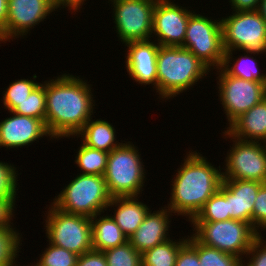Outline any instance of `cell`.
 Wrapping results in <instances>:
<instances>
[{
  "label": "cell",
  "instance_id": "21",
  "mask_svg": "<svg viewBox=\"0 0 266 266\" xmlns=\"http://www.w3.org/2000/svg\"><path fill=\"white\" fill-rule=\"evenodd\" d=\"M75 136L76 138L81 137L82 143L86 146L108 153L122 144L116 140V131L113 125L101 118L92 120L91 117Z\"/></svg>",
  "mask_w": 266,
  "mask_h": 266
},
{
  "label": "cell",
  "instance_id": "8",
  "mask_svg": "<svg viewBox=\"0 0 266 266\" xmlns=\"http://www.w3.org/2000/svg\"><path fill=\"white\" fill-rule=\"evenodd\" d=\"M221 17L225 51L242 50L266 55V21L258 11H232Z\"/></svg>",
  "mask_w": 266,
  "mask_h": 266
},
{
  "label": "cell",
  "instance_id": "35",
  "mask_svg": "<svg viewBox=\"0 0 266 266\" xmlns=\"http://www.w3.org/2000/svg\"><path fill=\"white\" fill-rule=\"evenodd\" d=\"M262 235L259 234L252 242L245 255L249 259L245 260L246 262L242 260V266H266V241Z\"/></svg>",
  "mask_w": 266,
  "mask_h": 266
},
{
  "label": "cell",
  "instance_id": "34",
  "mask_svg": "<svg viewBox=\"0 0 266 266\" xmlns=\"http://www.w3.org/2000/svg\"><path fill=\"white\" fill-rule=\"evenodd\" d=\"M252 227L261 234L266 230V183L258 191L252 213ZM261 231H260V230Z\"/></svg>",
  "mask_w": 266,
  "mask_h": 266
},
{
  "label": "cell",
  "instance_id": "17",
  "mask_svg": "<svg viewBox=\"0 0 266 266\" xmlns=\"http://www.w3.org/2000/svg\"><path fill=\"white\" fill-rule=\"evenodd\" d=\"M263 184L250 180L222 179L219 191L228 199L231 219L247 222L252 226L255 199Z\"/></svg>",
  "mask_w": 266,
  "mask_h": 266
},
{
  "label": "cell",
  "instance_id": "32",
  "mask_svg": "<svg viewBox=\"0 0 266 266\" xmlns=\"http://www.w3.org/2000/svg\"><path fill=\"white\" fill-rule=\"evenodd\" d=\"M48 245L42 254H39V260L34 262L35 266H76L77 254L51 243Z\"/></svg>",
  "mask_w": 266,
  "mask_h": 266
},
{
  "label": "cell",
  "instance_id": "18",
  "mask_svg": "<svg viewBox=\"0 0 266 266\" xmlns=\"http://www.w3.org/2000/svg\"><path fill=\"white\" fill-rule=\"evenodd\" d=\"M151 212L152 210L148 212L138 229L128 238L131 245L141 254L171 239L169 228L173 212L166 207Z\"/></svg>",
  "mask_w": 266,
  "mask_h": 266
},
{
  "label": "cell",
  "instance_id": "30",
  "mask_svg": "<svg viewBox=\"0 0 266 266\" xmlns=\"http://www.w3.org/2000/svg\"><path fill=\"white\" fill-rule=\"evenodd\" d=\"M103 253L108 266H142V254L129 241Z\"/></svg>",
  "mask_w": 266,
  "mask_h": 266
},
{
  "label": "cell",
  "instance_id": "29",
  "mask_svg": "<svg viewBox=\"0 0 266 266\" xmlns=\"http://www.w3.org/2000/svg\"><path fill=\"white\" fill-rule=\"evenodd\" d=\"M37 75H33V80L27 79H18L6 88L2 93L1 98L2 103L4 104V109H7L8 112H12L19 103L23 102L31 93V91L39 84L35 81Z\"/></svg>",
  "mask_w": 266,
  "mask_h": 266
},
{
  "label": "cell",
  "instance_id": "5",
  "mask_svg": "<svg viewBox=\"0 0 266 266\" xmlns=\"http://www.w3.org/2000/svg\"><path fill=\"white\" fill-rule=\"evenodd\" d=\"M137 148L135 144L126 141L108 154L103 177L112 197L142 194L146 171Z\"/></svg>",
  "mask_w": 266,
  "mask_h": 266
},
{
  "label": "cell",
  "instance_id": "11",
  "mask_svg": "<svg viewBox=\"0 0 266 266\" xmlns=\"http://www.w3.org/2000/svg\"><path fill=\"white\" fill-rule=\"evenodd\" d=\"M223 138L233 139L225 157L223 179L250 180L266 183V151L261 142L244 141L231 136L226 130Z\"/></svg>",
  "mask_w": 266,
  "mask_h": 266
},
{
  "label": "cell",
  "instance_id": "43",
  "mask_svg": "<svg viewBox=\"0 0 266 266\" xmlns=\"http://www.w3.org/2000/svg\"><path fill=\"white\" fill-rule=\"evenodd\" d=\"M20 264H16V262L12 265V266H19ZM24 266V265H23ZM27 266H35V264L33 265V263L31 265H27Z\"/></svg>",
  "mask_w": 266,
  "mask_h": 266
},
{
  "label": "cell",
  "instance_id": "2",
  "mask_svg": "<svg viewBox=\"0 0 266 266\" xmlns=\"http://www.w3.org/2000/svg\"><path fill=\"white\" fill-rule=\"evenodd\" d=\"M183 164L173 175L168 206L174 215L185 216L190 222L206 201L222 184V169L214 167L200 152L189 151Z\"/></svg>",
  "mask_w": 266,
  "mask_h": 266
},
{
  "label": "cell",
  "instance_id": "19",
  "mask_svg": "<svg viewBox=\"0 0 266 266\" xmlns=\"http://www.w3.org/2000/svg\"><path fill=\"white\" fill-rule=\"evenodd\" d=\"M226 127L237 139L262 143L266 139V97Z\"/></svg>",
  "mask_w": 266,
  "mask_h": 266
},
{
  "label": "cell",
  "instance_id": "41",
  "mask_svg": "<svg viewBox=\"0 0 266 266\" xmlns=\"http://www.w3.org/2000/svg\"><path fill=\"white\" fill-rule=\"evenodd\" d=\"M8 0H0V33L5 29L8 16Z\"/></svg>",
  "mask_w": 266,
  "mask_h": 266
},
{
  "label": "cell",
  "instance_id": "9",
  "mask_svg": "<svg viewBox=\"0 0 266 266\" xmlns=\"http://www.w3.org/2000/svg\"><path fill=\"white\" fill-rule=\"evenodd\" d=\"M181 47L188 49L211 70L220 68L225 55L221 18L214 20L193 12Z\"/></svg>",
  "mask_w": 266,
  "mask_h": 266
},
{
  "label": "cell",
  "instance_id": "27",
  "mask_svg": "<svg viewBox=\"0 0 266 266\" xmlns=\"http://www.w3.org/2000/svg\"><path fill=\"white\" fill-rule=\"evenodd\" d=\"M13 227H0V266H12L18 260L16 258L23 239L22 234Z\"/></svg>",
  "mask_w": 266,
  "mask_h": 266
},
{
  "label": "cell",
  "instance_id": "25",
  "mask_svg": "<svg viewBox=\"0 0 266 266\" xmlns=\"http://www.w3.org/2000/svg\"><path fill=\"white\" fill-rule=\"evenodd\" d=\"M76 153L74 161L82 171V174L104 175L108 152L90 148L81 142V146Z\"/></svg>",
  "mask_w": 266,
  "mask_h": 266
},
{
  "label": "cell",
  "instance_id": "14",
  "mask_svg": "<svg viewBox=\"0 0 266 266\" xmlns=\"http://www.w3.org/2000/svg\"><path fill=\"white\" fill-rule=\"evenodd\" d=\"M193 12L174 1L157 0L153 11L152 37L155 35L156 39L154 41L160 46H182L187 23Z\"/></svg>",
  "mask_w": 266,
  "mask_h": 266
},
{
  "label": "cell",
  "instance_id": "16",
  "mask_svg": "<svg viewBox=\"0 0 266 266\" xmlns=\"http://www.w3.org/2000/svg\"><path fill=\"white\" fill-rule=\"evenodd\" d=\"M13 116L0 122V148H22L29 146L43 137L53 139L41 119L9 112ZM31 143V144H30Z\"/></svg>",
  "mask_w": 266,
  "mask_h": 266
},
{
  "label": "cell",
  "instance_id": "31",
  "mask_svg": "<svg viewBox=\"0 0 266 266\" xmlns=\"http://www.w3.org/2000/svg\"><path fill=\"white\" fill-rule=\"evenodd\" d=\"M197 254L201 266H242V259L205 246L197 240Z\"/></svg>",
  "mask_w": 266,
  "mask_h": 266
},
{
  "label": "cell",
  "instance_id": "15",
  "mask_svg": "<svg viewBox=\"0 0 266 266\" xmlns=\"http://www.w3.org/2000/svg\"><path fill=\"white\" fill-rule=\"evenodd\" d=\"M126 46L124 63L129 77L141 86L153 85L157 92V53L160 45L150 39L129 42Z\"/></svg>",
  "mask_w": 266,
  "mask_h": 266
},
{
  "label": "cell",
  "instance_id": "10",
  "mask_svg": "<svg viewBox=\"0 0 266 266\" xmlns=\"http://www.w3.org/2000/svg\"><path fill=\"white\" fill-rule=\"evenodd\" d=\"M157 0H108L122 44L152 39L153 11Z\"/></svg>",
  "mask_w": 266,
  "mask_h": 266
},
{
  "label": "cell",
  "instance_id": "26",
  "mask_svg": "<svg viewBox=\"0 0 266 266\" xmlns=\"http://www.w3.org/2000/svg\"><path fill=\"white\" fill-rule=\"evenodd\" d=\"M231 219L228 199L218 190L203 205L190 222H217Z\"/></svg>",
  "mask_w": 266,
  "mask_h": 266
},
{
  "label": "cell",
  "instance_id": "33",
  "mask_svg": "<svg viewBox=\"0 0 266 266\" xmlns=\"http://www.w3.org/2000/svg\"><path fill=\"white\" fill-rule=\"evenodd\" d=\"M18 170L13 164L0 161V199H17Z\"/></svg>",
  "mask_w": 266,
  "mask_h": 266
},
{
  "label": "cell",
  "instance_id": "37",
  "mask_svg": "<svg viewBox=\"0 0 266 266\" xmlns=\"http://www.w3.org/2000/svg\"><path fill=\"white\" fill-rule=\"evenodd\" d=\"M76 266H108L106 256L101 251L91 250L78 256Z\"/></svg>",
  "mask_w": 266,
  "mask_h": 266
},
{
  "label": "cell",
  "instance_id": "24",
  "mask_svg": "<svg viewBox=\"0 0 266 266\" xmlns=\"http://www.w3.org/2000/svg\"><path fill=\"white\" fill-rule=\"evenodd\" d=\"M169 239L142 253V266H175L179 249L187 242L188 237L179 241Z\"/></svg>",
  "mask_w": 266,
  "mask_h": 266
},
{
  "label": "cell",
  "instance_id": "28",
  "mask_svg": "<svg viewBox=\"0 0 266 266\" xmlns=\"http://www.w3.org/2000/svg\"><path fill=\"white\" fill-rule=\"evenodd\" d=\"M45 81L39 83L29 96L12 111L15 114L41 119L45 123L46 115Z\"/></svg>",
  "mask_w": 266,
  "mask_h": 266
},
{
  "label": "cell",
  "instance_id": "6",
  "mask_svg": "<svg viewBox=\"0 0 266 266\" xmlns=\"http://www.w3.org/2000/svg\"><path fill=\"white\" fill-rule=\"evenodd\" d=\"M190 223L194 228L192 235L200 243L242 260L254 239L259 235L249 223L239 220Z\"/></svg>",
  "mask_w": 266,
  "mask_h": 266
},
{
  "label": "cell",
  "instance_id": "1",
  "mask_svg": "<svg viewBox=\"0 0 266 266\" xmlns=\"http://www.w3.org/2000/svg\"><path fill=\"white\" fill-rule=\"evenodd\" d=\"M87 83L69 73L45 80V125L53 139L75 138L96 113L93 111L96 104L91 90L93 85Z\"/></svg>",
  "mask_w": 266,
  "mask_h": 266
},
{
  "label": "cell",
  "instance_id": "40",
  "mask_svg": "<svg viewBox=\"0 0 266 266\" xmlns=\"http://www.w3.org/2000/svg\"><path fill=\"white\" fill-rule=\"evenodd\" d=\"M85 1L87 0H54V3L56 5V8L58 9H66L68 8V11L70 10L71 14L78 12V10H81V6L85 5ZM62 6V7H61Z\"/></svg>",
  "mask_w": 266,
  "mask_h": 266
},
{
  "label": "cell",
  "instance_id": "22",
  "mask_svg": "<svg viewBox=\"0 0 266 266\" xmlns=\"http://www.w3.org/2000/svg\"><path fill=\"white\" fill-rule=\"evenodd\" d=\"M96 214L91 218L93 250L104 252L128 241L111 215ZM99 217V218H98Z\"/></svg>",
  "mask_w": 266,
  "mask_h": 266
},
{
  "label": "cell",
  "instance_id": "3",
  "mask_svg": "<svg viewBox=\"0 0 266 266\" xmlns=\"http://www.w3.org/2000/svg\"><path fill=\"white\" fill-rule=\"evenodd\" d=\"M211 69L188 49L181 46H159L157 53V93L165 102L173 99L197 82ZM173 97V98H172Z\"/></svg>",
  "mask_w": 266,
  "mask_h": 266
},
{
  "label": "cell",
  "instance_id": "23",
  "mask_svg": "<svg viewBox=\"0 0 266 266\" xmlns=\"http://www.w3.org/2000/svg\"><path fill=\"white\" fill-rule=\"evenodd\" d=\"M235 51L237 50L225 51L221 68L228 75L247 81H258L266 84V73H260L261 71L258 69L259 61L256 59V54L253 53L254 59V57L250 55L251 53L242 51L244 55H240L237 59V57L233 58Z\"/></svg>",
  "mask_w": 266,
  "mask_h": 266
},
{
  "label": "cell",
  "instance_id": "12",
  "mask_svg": "<svg viewBox=\"0 0 266 266\" xmlns=\"http://www.w3.org/2000/svg\"><path fill=\"white\" fill-rule=\"evenodd\" d=\"M216 70L218 96L229 126L266 97V84L228 75L221 67Z\"/></svg>",
  "mask_w": 266,
  "mask_h": 266
},
{
  "label": "cell",
  "instance_id": "7",
  "mask_svg": "<svg viewBox=\"0 0 266 266\" xmlns=\"http://www.w3.org/2000/svg\"><path fill=\"white\" fill-rule=\"evenodd\" d=\"M51 206V207H50ZM45 217L47 242L82 255L93 250L91 218L68 214L50 204Z\"/></svg>",
  "mask_w": 266,
  "mask_h": 266
},
{
  "label": "cell",
  "instance_id": "20",
  "mask_svg": "<svg viewBox=\"0 0 266 266\" xmlns=\"http://www.w3.org/2000/svg\"><path fill=\"white\" fill-rule=\"evenodd\" d=\"M141 196H118L112 197L108 208L114 210L110 214L123 233L129 238L143 222L150 211L149 206L138 201ZM116 207V208H114Z\"/></svg>",
  "mask_w": 266,
  "mask_h": 266
},
{
  "label": "cell",
  "instance_id": "36",
  "mask_svg": "<svg viewBox=\"0 0 266 266\" xmlns=\"http://www.w3.org/2000/svg\"><path fill=\"white\" fill-rule=\"evenodd\" d=\"M175 266H201L197 254V239L191 234L187 242L179 249Z\"/></svg>",
  "mask_w": 266,
  "mask_h": 266
},
{
  "label": "cell",
  "instance_id": "13",
  "mask_svg": "<svg viewBox=\"0 0 266 266\" xmlns=\"http://www.w3.org/2000/svg\"><path fill=\"white\" fill-rule=\"evenodd\" d=\"M7 7V22L0 33V44L24 38L34 26L57 10L54 0H8Z\"/></svg>",
  "mask_w": 266,
  "mask_h": 266
},
{
  "label": "cell",
  "instance_id": "38",
  "mask_svg": "<svg viewBox=\"0 0 266 266\" xmlns=\"http://www.w3.org/2000/svg\"><path fill=\"white\" fill-rule=\"evenodd\" d=\"M16 199H0V227L13 226ZM13 217V218H12ZM12 224V225H11Z\"/></svg>",
  "mask_w": 266,
  "mask_h": 266
},
{
  "label": "cell",
  "instance_id": "42",
  "mask_svg": "<svg viewBox=\"0 0 266 266\" xmlns=\"http://www.w3.org/2000/svg\"><path fill=\"white\" fill-rule=\"evenodd\" d=\"M262 18L266 21V0H260L259 8L257 10Z\"/></svg>",
  "mask_w": 266,
  "mask_h": 266
},
{
  "label": "cell",
  "instance_id": "4",
  "mask_svg": "<svg viewBox=\"0 0 266 266\" xmlns=\"http://www.w3.org/2000/svg\"><path fill=\"white\" fill-rule=\"evenodd\" d=\"M111 198L103 176L80 172L64 186L51 204L65 213L92 218L107 211Z\"/></svg>",
  "mask_w": 266,
  "mask_h": 266
},
{
  "label": "cell",
  "instance_id": "39",
  "mask_svg": "<svg viewBox=\"0 0 266 266\" xmlns=\"http://www.w3.org/2000/svg\"><path fill=\"white\" fill-rule=\"evenodd\" d=\"M233 11H257L260 0H229Z\"/></svg>",
  "mask_w": 266,
  "mask_h": 266
},
{
  "label": "cell",
  "instance_id": "44",
  "mask_svg": "<svg viewBox=\"0 0 266 266\" xmlns=\"http://www.w3.org/2000/svg\"><path fill=\"white\" fill-rule=\"evenodd\" d=\"M262 143H263V145H264V149H265V151H266V139H265Z\"/></svg>",
  "mask_w": 266,
  "mask_h": 266
}]
</instances>
